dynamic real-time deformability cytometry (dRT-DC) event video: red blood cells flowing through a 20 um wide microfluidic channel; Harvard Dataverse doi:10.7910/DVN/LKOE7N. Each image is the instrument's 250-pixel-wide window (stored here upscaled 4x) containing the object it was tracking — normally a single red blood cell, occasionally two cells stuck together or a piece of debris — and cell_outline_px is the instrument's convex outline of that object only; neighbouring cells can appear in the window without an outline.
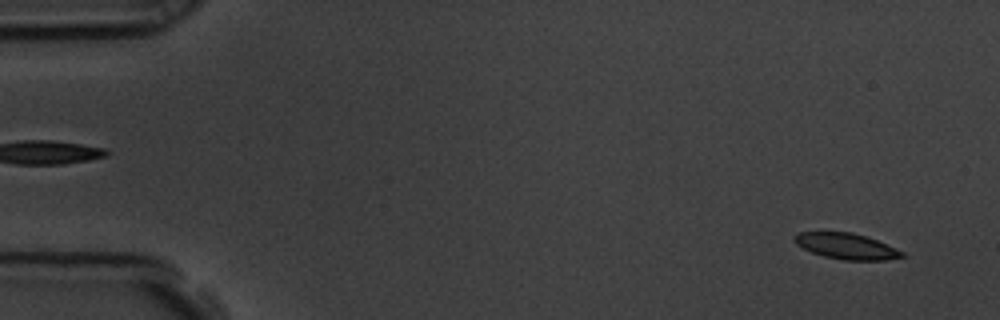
{"species": "common noctule bat (a hibernating species)", "species_latin": "Nyctalus noctula", "temperature_condition": "room temperature", "stored_images_in_passage": 57, "camera_frame_rate_fps": 3000, "um_per_image_px": 0.085, "animal": {"sex": "male", "body_mass_g": 19.5, "forearm_length_mm": 54.6}, "frame": {"image": 1, "passage_image": 3, "time_ms": 0.667, "image_size_px": [1000, 320], "cell_outline_px": [[908, 256], [888, 260], [844, 260], [824, 256], [812, 252], [796, 244], [792, 240], [792, 236], [800, 232], [852, 232], [876, 240], [896, 248], [904, 252]], "centroid_in_image_um": [71.96, 20.93], "position_along_channel_um": 13.0, "area_um2": 16.24}}
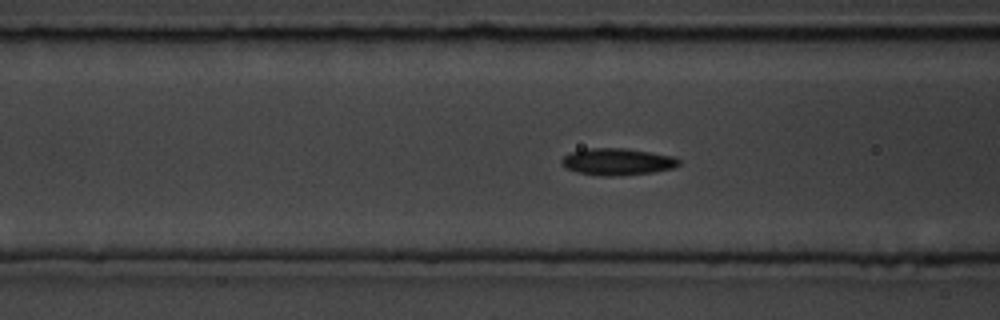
{"frame": {"image": 2, "passage_image": 22, "time_ms": 7.0, "image_size_px": [1000, 320], "cell_outline_px": [[680, 164], [672, 168], [652, 172], [612, 176], [600, 176], [576, 172], [564, 168], [560, 164], [560, 160], [564, 156], [572, 152], [588, 148], [628, 148], [676, 156], [680, 160]], "centroid_in_image_um": [52.46, 13.74], "position_along_channel_um": 114.1, "area_um2": 18.55}}
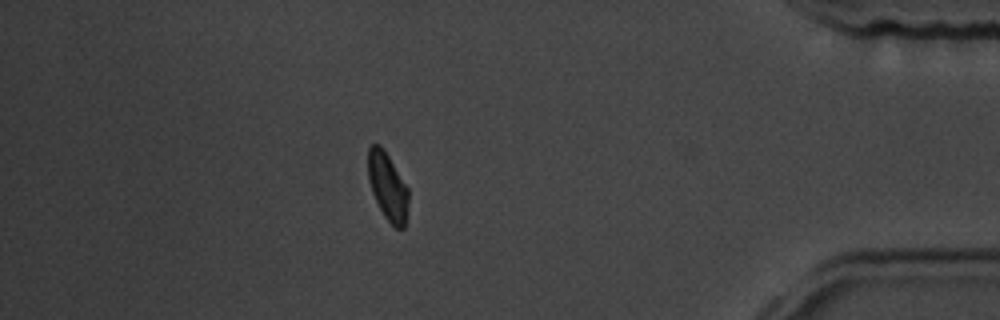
{"frame": {"image": 3, "passage_image": 50, "time_ms": 16.333, "image_size_px": [1000, 320], "cell_outline_px": [[408, 204], [404, 228], [396, 228], [384, 216], [372, 192], [368, 180], [368, 148], [372, 144], [380, 144], [384, 148], [408, 188]], "centroid_in_image_um": [32.94, 15.81], "position_along_channel_um": 402.3, "area_um2": 15.84}, "authors_computed_cell_mechanics": {"area_um2": 17.34, "velocity_mm_per_s": 3.5463, "shape_relaxation_time_tau1_ms": 3.7876, "shape_relaxation_time_tau2_ms": 2.2598, "deformation_change_tau1": 0.0964, "deformation_change_tau2": 0.0714}}